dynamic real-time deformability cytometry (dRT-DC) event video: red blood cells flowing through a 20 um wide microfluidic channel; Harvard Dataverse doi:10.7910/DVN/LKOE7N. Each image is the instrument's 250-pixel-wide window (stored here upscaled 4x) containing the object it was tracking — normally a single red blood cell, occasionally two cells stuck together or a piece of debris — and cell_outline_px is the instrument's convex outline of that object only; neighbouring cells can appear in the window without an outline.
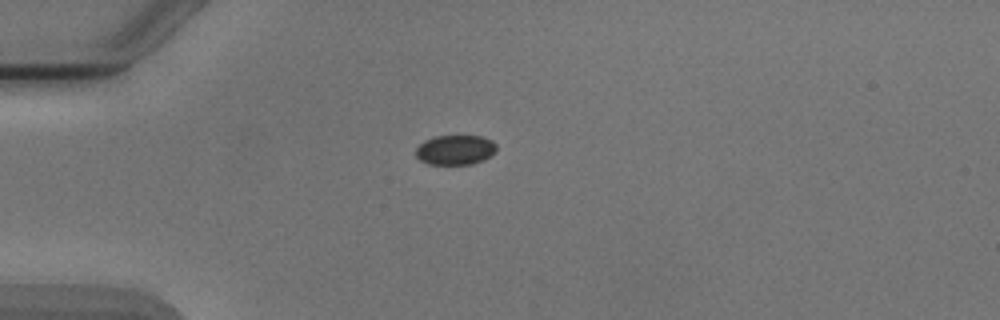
{"species": "Egyptian fruit bat (a non-hibernating species)", "species_latin": "Rousettus aegyptiacus", "temperature_condition": "cold", "stored_images_in_passage": 2, "camera_frame_rate_fps": 3000, "um_per_image_px": 0.085, "animal": {"sex": "male"}, "frame": {"image": 1, "passage_image": 1, "time_ms": 0.0, "image_size_px": [1000, 320], "cell_outline_px": [[496, 152], [472, 164], [428, 164], [420, 160], [416, 156], [416, 148], [424, 140], [432, 136], [480, 136], [492, 140], [496, 144]], "centroid_in_image_um": [38.67, 12.73], "position_along_channel_um": 46.3, "area_um2": 13.93}}